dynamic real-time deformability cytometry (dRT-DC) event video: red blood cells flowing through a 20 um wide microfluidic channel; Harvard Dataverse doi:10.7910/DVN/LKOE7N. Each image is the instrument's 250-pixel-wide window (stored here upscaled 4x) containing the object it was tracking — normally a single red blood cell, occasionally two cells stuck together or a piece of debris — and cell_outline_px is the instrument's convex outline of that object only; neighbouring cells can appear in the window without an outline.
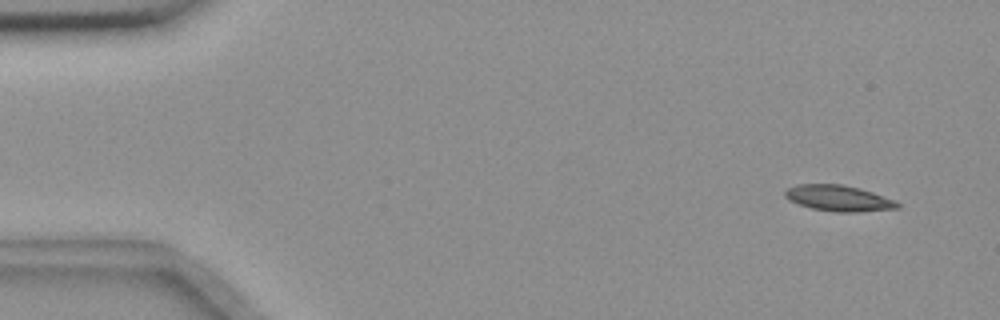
{"species": "common noctule bat (a hibernating species)", "species_latin": "Nyctalus noctula", "temperature_condition": "room temperature", "stored_images_in_passage": 53, "camera_frame_rate_fps": 3000, "um_per_image_px": 0.085, "animal": {"sex": "female", "body_mass_g": 18.4}, "frame": {"image": 1, "passage_image": 1, "time_ms": 0.0, "image_size_px": [1000, 320], "cell_outline_px": [[900, 208], [860, 212], [836, 212], [812, 208], [788, 200], [784, 196], [784, 192], [788, 188], [796, 184], [844, 184], [860, 188], [896, 200], [900, 204]], "centroid_in_image_um": [71.3, 16.84], "position_along_channel_um": 13.7, "area_um2": 17.11}}
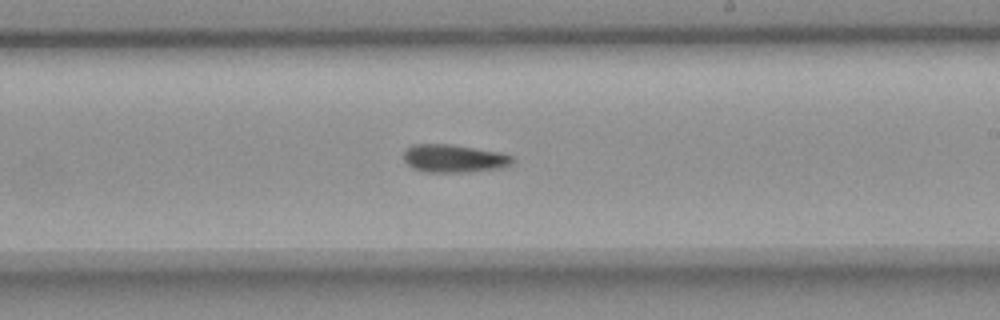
{"frame": {"image": 2, "passage_image": 30, "time_ms": 9.667, "image_size_px": [1000, 320], "cell_outline_px": [[512, 160], [508, 164], [500, 168], [468, 172], [424, 172], [412, 168], [404, 160], [404, 152], [412, 144], [452, 144], [500, 152], [512, 156]], "centroid_in_image_um": [38.54, 13.46], "position_along_channel_um": 250.5, "area_um2": 17.63}}
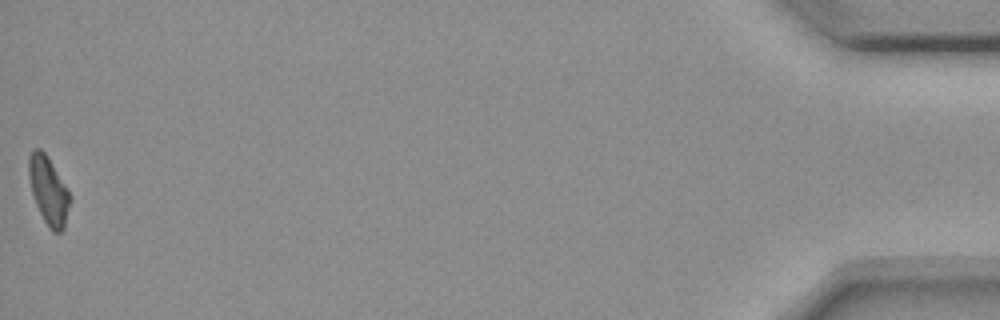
{"frame": {"image": 3, "passage_image": 53, "time_ms": 17.333, "image_size_px": [1000, 320], "cell_outline_px": [[72, 200], [64, 228], [60, 232], [52, 232], [48, 228], [36, 204], [32, 192], [28, 172], [28, 160], [32, 152], [36, 148], [40, 148], [44, 152], [68, 188], [72, 196]], "centroid_in_image_um": [4.16, 16.24], "position_along_channel_um": 431.0, "area_um2": 16.3}}